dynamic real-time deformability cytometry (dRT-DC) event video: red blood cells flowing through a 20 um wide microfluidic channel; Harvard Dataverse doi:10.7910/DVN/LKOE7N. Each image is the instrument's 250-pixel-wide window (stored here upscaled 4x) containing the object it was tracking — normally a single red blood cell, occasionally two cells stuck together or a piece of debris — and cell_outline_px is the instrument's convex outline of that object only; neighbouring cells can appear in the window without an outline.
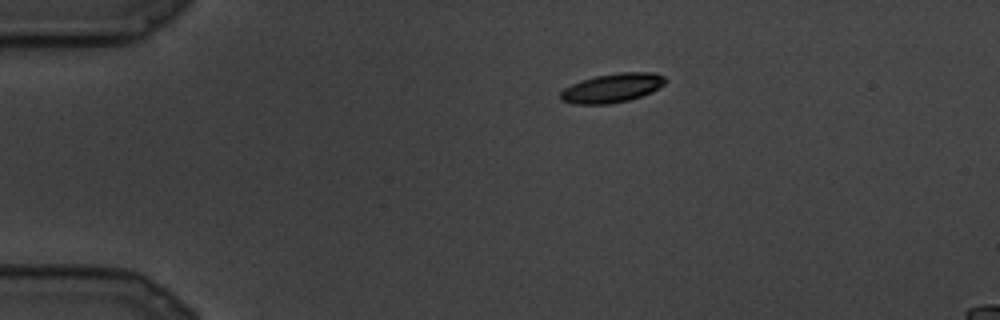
{"species": "common noctule bat (a hibernating species)", "species_latin": "Nyctalus noctula", "temperature_condition": "cold", "stored_images_in_passage": 12, "camera_frame_rate_fps": 3000, "um_per_image_px": 0.085, "animal": {"sex": "male", "body_mass_g": 19.5, "forearm_length_mm": 54.6}, "frame": {"image": 1, "passage_image": 1, "time_ms": 0.0, "image_size_px": [1000, 320], "cell_outline_px": [[668, 80], [664, 84], [652, 92], [628, 100], [608, 104], [572, 104], [560, 100], [560, 92], [564, 88], [580, 80], [596, 76], [620, 72], [656, 72], [664, 76]], "centroid_in_image_um": [52.03, 7.47], "position_along_channel_um": 33.0, "area_um2": 17.86}}
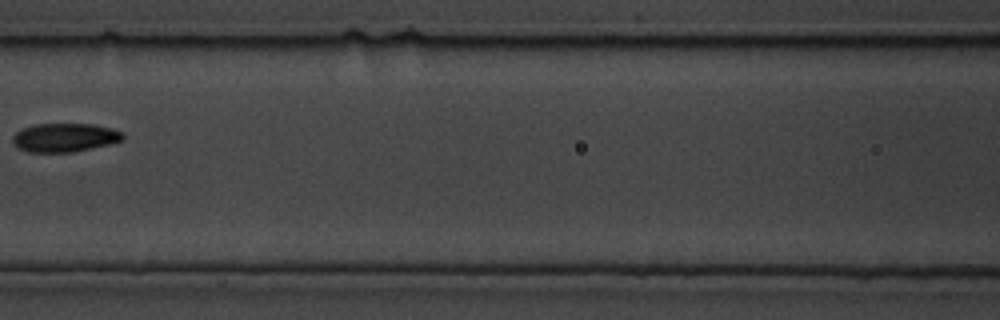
{"frame": {"image": 2, "passage_image": 8, "time_ms": 2.333, "image_size_px": [1000, 320], "cell_outline_px": [[124, 140], [108, 144], [72, 152], [28, 152], [16, 148], [12, 140], [12, 136], [16, 132], [24, 128], [36, 124], [92, 124], [108, 128], [120, 132], [124, 136]], "centroid_in_image_um": [5.44, 11.7], "position_along_channel_um": 161.2, "area_um2": 18.21}}
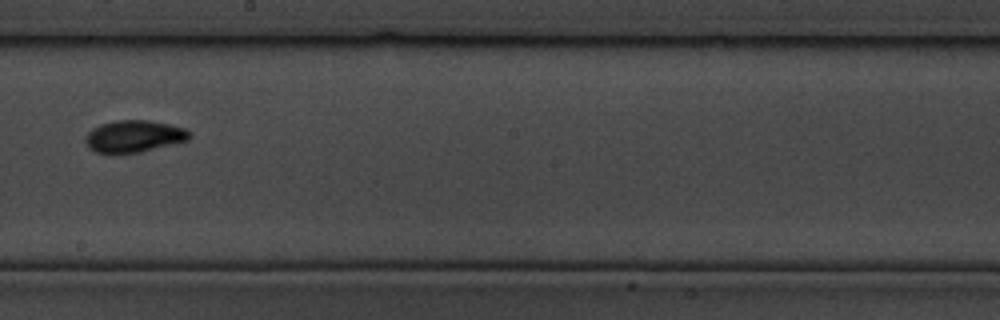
{"frame": {"image": 3, "passage_image": 11, "time_ms": 3.333, "image_size_px": [1000, 320], "cell_outline_px": [[192, 136], [188, 140], [140, 152], [96, 152], [84, 140], [88, 132], [92, 128], [100, 124], [116, 120], [148, 120], [168, 124], [184, 128], [192, 132]], "centroid_in_image_um": [11.43, 11.56], "position_along_channel_um": 236.8, "area_um2": 19.07}}